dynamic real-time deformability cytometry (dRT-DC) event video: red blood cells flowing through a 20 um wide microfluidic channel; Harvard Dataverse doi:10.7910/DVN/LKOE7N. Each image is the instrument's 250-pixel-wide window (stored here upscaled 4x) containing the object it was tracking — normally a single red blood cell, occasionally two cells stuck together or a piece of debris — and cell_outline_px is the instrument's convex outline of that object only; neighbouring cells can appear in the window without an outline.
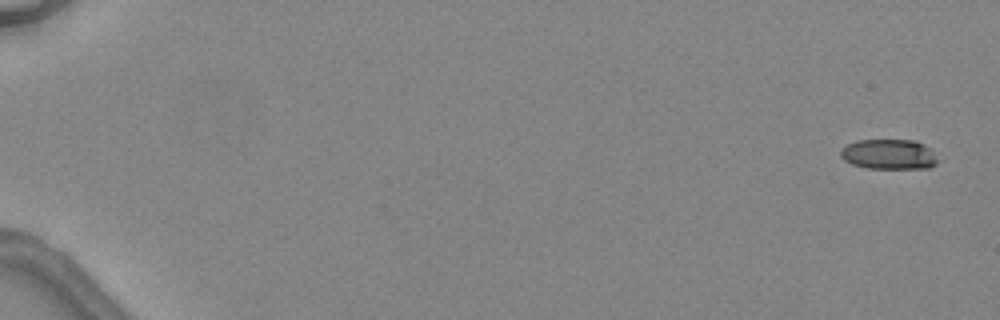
{"species": "common noctule bat (a hibernating species)", "species_latin": "Nyctalus noctula", "temperature_condition": "warm", "stored_images_in_passage": 5, "camera_frame_rate_fps": 3000, "um_per_image_px": 0.085, "animal": {"sex": "female", "body_mass_g": 24.6, "forearm_length_mm": 56.2}, "frame": {"image": 1, "passage_image": 1, "time_ms": 0.0, "image_size_px": [1000, 320], "cell_outline_px": [[940, 160], [936, 164], [928, 168], [868, 168], [852, 164], [844, 160], [840, 156], [840, 148], [856, 140], [912, 140], [924, 144]], "centroid_in_image_um": [75.54, 13.11], "position_along_channel_um": 9.5, "area_um2": 17.05}}
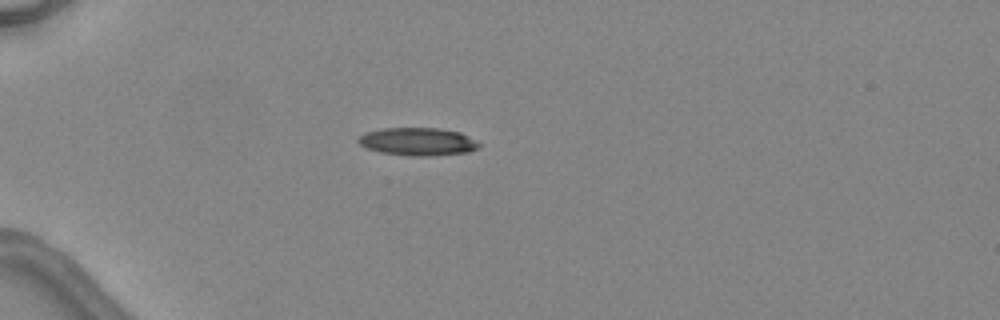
{"frame": {"image": 2, "passage_image": 4, "time_ms": 4.667, "image_size_px": [1000, 320], "cell_outline_px": [[480, 148], [468, 152], [432, 156], [408, 156], [380, 152], [368, 148], [360, 144], [356, 140], [364, 132], [384, 128], [440, 128], [460, 132], [476, 140], [480, 144]], "centroid_in_image_um": [35.53, 12.04], "position_along_channel_um": 49.5, "area_um2": 19.77}}